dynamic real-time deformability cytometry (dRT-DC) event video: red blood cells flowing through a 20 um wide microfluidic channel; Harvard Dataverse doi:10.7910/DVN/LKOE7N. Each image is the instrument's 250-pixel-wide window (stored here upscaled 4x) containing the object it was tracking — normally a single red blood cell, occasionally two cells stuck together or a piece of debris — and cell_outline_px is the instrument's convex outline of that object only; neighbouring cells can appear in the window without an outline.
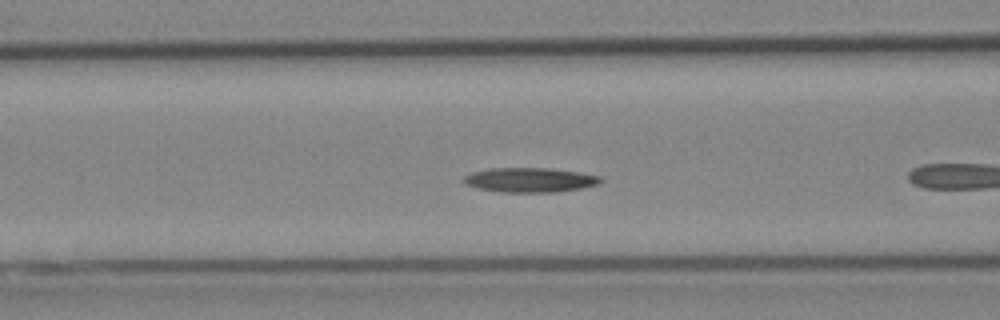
{"species": "Egyptian fruit bat (a non-hibernating species)", "species_latin": "Rousettus aegyptiacus", "temperature_condition": "cold", "stored_images_in_passage": 37, "camera_frame_rate_fps": 3000, "um_per_image_px": 0.085, "animal": {"sex": "female"}, "frame": {"image": 1, "passage_image": 6, "time_ms": 1.667, "image_size_px": [1000, 320], "cell_outline_px": [[604, 180], [600, 184], [580, 188], [556, 192], [500, 192], [480, 188], [464, 184], [460, 180], [464, 176], [472, 172], [488, 168], [548, 168], [580, 172], [600, 176]], "centroid_in_image_um": [45.03, 15.29], "position_along_channel_um": 121.6, "area_um2": 19.71}, "authors_computed_cell_mechanics": {"area_um2": 18.4382, "velocity_mm_per_s": 3.9005, "shape_relaxation_time_tau1_ms": null, "shape_relaxation_time_tau2_ms": 7.725, "deformation_change_tau1": null, "deformation_change_tau2": 0.1655}}